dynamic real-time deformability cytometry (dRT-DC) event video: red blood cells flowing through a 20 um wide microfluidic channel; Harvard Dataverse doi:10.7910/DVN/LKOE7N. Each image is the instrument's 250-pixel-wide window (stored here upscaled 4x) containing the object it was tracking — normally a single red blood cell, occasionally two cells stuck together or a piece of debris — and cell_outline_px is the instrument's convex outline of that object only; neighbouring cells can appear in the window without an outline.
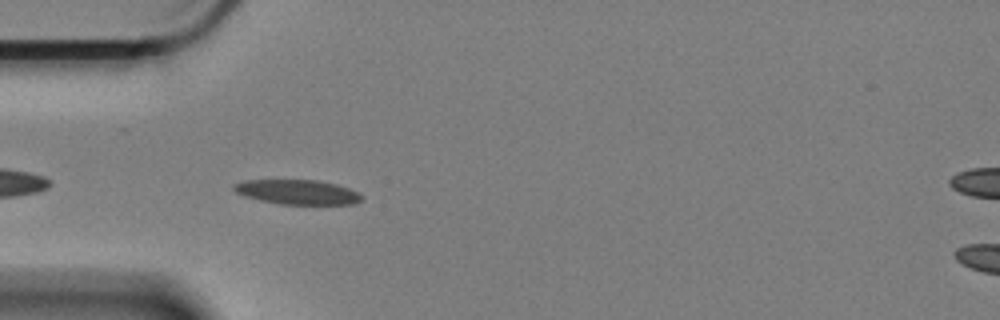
{"species": "Egyptian fruit bat (a non-hibernating species)", "species_latin": "Rousettus aegyptiacus", "temperature_condition": "cold", "stored_images_in_passage": 45, "camera_frame_rate_fps": 3000, "um_per_image_px": 0.085, "animal": {"sex": "female"}, "frame": {"image": 1, "passage_image": 3, "time_ms": 0.667, "image_size_px": [1000, 320], "cell_outline_px": [[364, 196], [356, 204], [280, 204], [260, 200], [244, 196], [236, 192], [232, 188], [232, 184], [248, 180], [316, 180], [336, 184], [360, 192]], "centroid_in_image_um": [25.3, 16.32], "position_along_channel_um": 59.7, "area_um2": 18.38}}
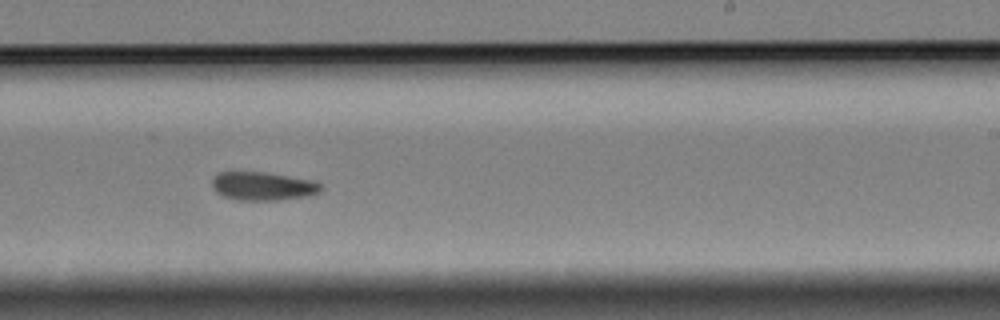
{"frame": {"image": 2, "passage_image": 22, "time_ms": 7.0, "image_size_px": [1000, 320], "cell_outline_px": [[324, 188], [320, 192], [308, 196], [280, 200], [236, 200], [224, 196], [216, 192], [212, 188], [212, 176], [216, 172], [268, 172], [316, 180], [324, 184]], "centroid_in_image_um": [22.39, 15.81], "position_along_channel_um": 266.6, "area_um2": 18.61}}
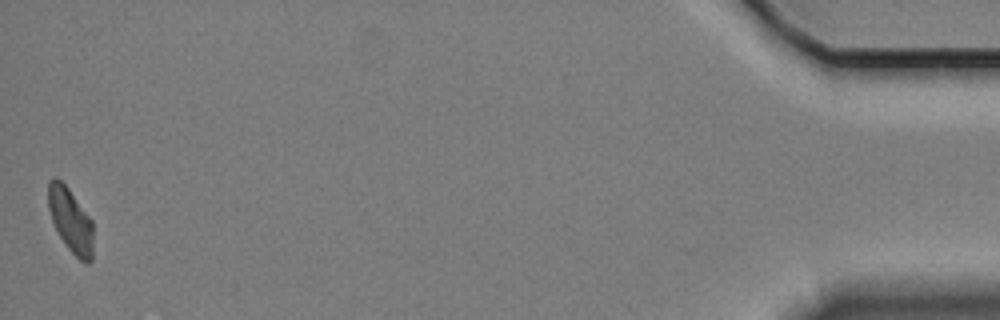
{"frame": {"image": 3, "passage_image": 45, "time_ms": 14.667, "image_size_px": [1000, 320], "cell_outline_px": [[92, 260], [88, 264], [84, 264], [64, 244], [52, 220], [48, 208], [48, 184], [56, 176], [68, 188], [92, 220]], "centroid_in_image_um": [6.0, 18.75], "position_along_channel_um": 429.2, "area_um2": 16.65}, "authors_computed_cell_mechanics": {"area_um2": 18.0914, "velocity_mm_per_s": 3.3064, "shape_relaxation_time_tau1_ms": 8.6008, "shape_relaxation_time_tau2_ms": 8.4515, "deformation_change_tau1": 0.1509, "deformation_change_tau2": 0.1405}}